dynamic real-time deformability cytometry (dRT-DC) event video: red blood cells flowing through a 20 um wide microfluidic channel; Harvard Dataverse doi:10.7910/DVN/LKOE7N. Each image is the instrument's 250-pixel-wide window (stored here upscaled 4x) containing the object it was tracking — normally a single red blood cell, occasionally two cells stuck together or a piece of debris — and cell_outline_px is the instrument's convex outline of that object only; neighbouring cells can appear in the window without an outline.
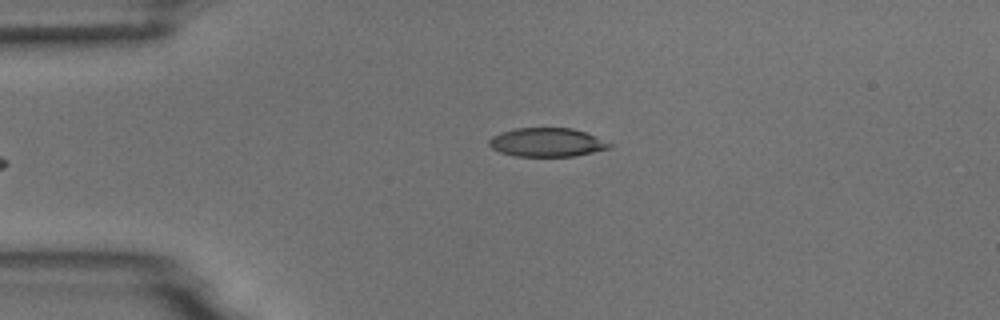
{"species": "common noctule bat (a hibernating species)", "species_latin": "Nyctalus noctula", "temperature_condition": "room temperature", "stored_images_in_passage": 4, "camera_frame_rate_fps": 3000, "um_per_image_px": 0.085, "animal": {"sex": "male", "body_mass_g": 18.8}, "frame": {"image": 1, "passage_image": 4, "time_ms": 3.333, "image_size_px": [1000, 320], "cell_outline_px": [[616, 144], [612, 148], [572, 156], [512, 156], [500, 152], [492, 148], [488, 144], [488, 140], [492, 136], [500, 132], [516, 128], [572, 128], [596, 136]], "centroid_in_image_um": [46.51, 12.1], "position_along_channel_um": 38.5, "area_um2": 20.35}}